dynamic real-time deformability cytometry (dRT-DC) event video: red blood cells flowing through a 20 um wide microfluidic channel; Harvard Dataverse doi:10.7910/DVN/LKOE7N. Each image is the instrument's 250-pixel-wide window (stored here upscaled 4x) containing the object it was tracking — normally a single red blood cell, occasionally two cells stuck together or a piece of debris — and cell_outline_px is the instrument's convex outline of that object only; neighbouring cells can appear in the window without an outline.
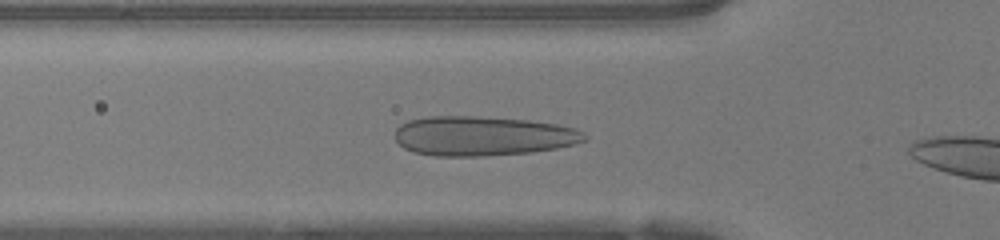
{"species": "human", "species_latin": "Homo sapiens", "temperature_condition": "warm", "stored_images_in_passage": 7, "camera_frame_rate_fps": 3000, "um_per_image_px": 0.085, "donor": {"sex": "female"}, "frame": {"image": 1, "passage_image": 5, "time_ms": 1.333, "image_size_px": [1000, 240], "cell_outline_px": [[588, 140], [576, 144], [556, 148], [532, 152], [480, 156], [436, 156], [416, 152], [404, 148], [396, 140], [396, 128], [400, 124], [408, 120], [428, 116], [472, 116], [528, 120], [556, 124], [572, 128], [584, 132], [588, 136]], "centroid_in_image_um": [41.05, 11.55], "position_along_channel_um": 84.8, "area_um2": 43.7}}